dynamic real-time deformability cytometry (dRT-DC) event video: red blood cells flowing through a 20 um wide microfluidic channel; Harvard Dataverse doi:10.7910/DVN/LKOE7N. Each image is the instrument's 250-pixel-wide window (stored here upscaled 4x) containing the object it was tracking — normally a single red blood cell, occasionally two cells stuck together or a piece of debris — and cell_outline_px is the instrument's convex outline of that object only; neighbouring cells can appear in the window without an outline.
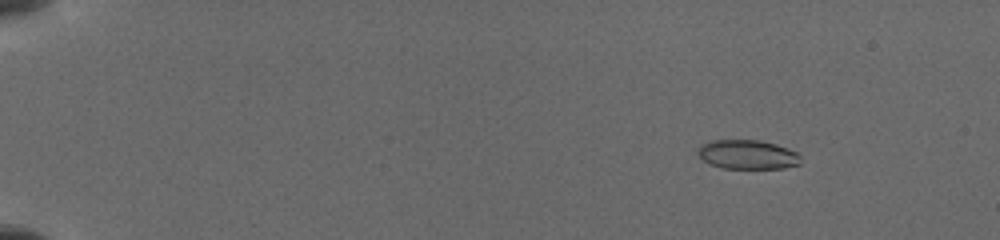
{"species": "common noctule bat (a hibernating species)", "species_latin": "Nyctalus noctula", "temperature_condition": "cold", "stored_images_in_passage": 44, "camera_frame_rate_fps": 3000, "um_per_image_px": 0.085, "animal": {"sex": "female", "body_mass_g": 19.5, "forearm_length_mm": 54.1}, "frame": {"image": 1, "passage_image": 8, "time_ms": 2.333, "image_size_px": [1000, 240], "cell_outline_px": [[800, 164], [784, 168], [720, 168], [708, 164], [696, 152], [700, 144], [708, 140], [760, 140], [776, 144], [788, 148], [796, 152], [800, 156]], "centroid_in_image_um": [63.5, 13.13], "position_along_channel_um": 21.5, "area_um2": 17.69}}
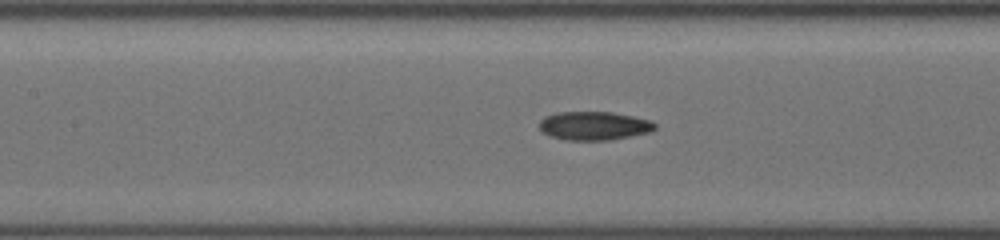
{"frame": {"image": 2, "passage_image": 27, "time_ms": 9.0, "image_size_px": [1000, 240], "cell_outline_px": [[656, 128], [652, 132], [612, 140], [564, 140], [552, 136], [544, 132], [540, 128], [540, 120], [544, 116], [556, 112], [612, 112], [652, 120], [656, 124]], "centroid_in_image_um": [50.54, 10.69], "position_along_channel_um": 156.9, "area_um2": 19.42}}
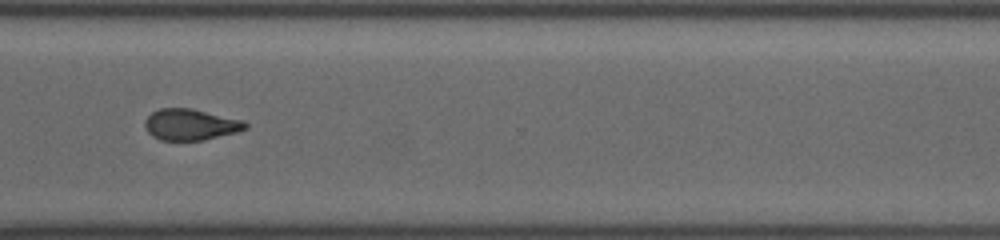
{"frame": {"image": 3, "passage_image": 43, "time_ms": 14.0, "image_size_px": [1000, 240], "cell_outline_px": [[248, 128], [236, 132], [204, 140], [160, 140], [152, 136], [148, 132], [144, 124], [144, 120], [152, 112], [160, 108], [192, 108], [244, 120], [248, 124]], "centroid_in_image_um": [16.2, 10.58], "position_along_channel_um": 354.4, "area_um2": 18.38}}